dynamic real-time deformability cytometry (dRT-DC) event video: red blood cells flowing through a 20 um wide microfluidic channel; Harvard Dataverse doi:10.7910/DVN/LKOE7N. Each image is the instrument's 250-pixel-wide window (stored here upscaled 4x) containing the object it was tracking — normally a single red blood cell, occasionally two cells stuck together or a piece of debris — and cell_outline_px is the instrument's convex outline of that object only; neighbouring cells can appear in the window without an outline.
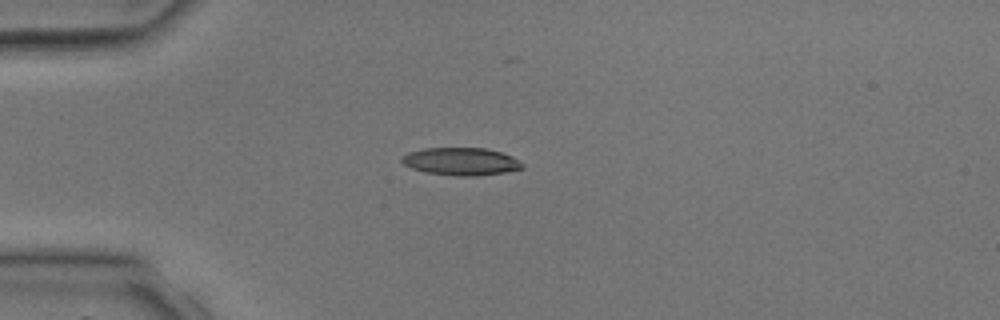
{"species": "common noctule bat (a hibernating species)", "species_latin": "Nyctalus noctula", "temperature_condition": "room temperature", "stored_images_in_passage": 2, "camera_frame_rate_fps": 3000, "um_per_image_px": 0.085, "animal": {"sex": "male", "body_mass_g": 17.9, "forearm_length_mm": 54.2}, "frame": {"image": 1, "passage_image": 2, "time_ms": 2.0, "image_size_px": [1000, 320], "cell_outline_px": [[524, 168], [504, 172], [476, 176], [456, 176], [424, 172], [412, 168], [404, 164], [400, 160], [408, 152], [424, 148], [484, 148], [500, 152], [512, 156], [524, 164]], "centroid_in_image_um": [39.19, 13.73], "position_along_channel_um": 45.8, "area_um2": 19.36}}